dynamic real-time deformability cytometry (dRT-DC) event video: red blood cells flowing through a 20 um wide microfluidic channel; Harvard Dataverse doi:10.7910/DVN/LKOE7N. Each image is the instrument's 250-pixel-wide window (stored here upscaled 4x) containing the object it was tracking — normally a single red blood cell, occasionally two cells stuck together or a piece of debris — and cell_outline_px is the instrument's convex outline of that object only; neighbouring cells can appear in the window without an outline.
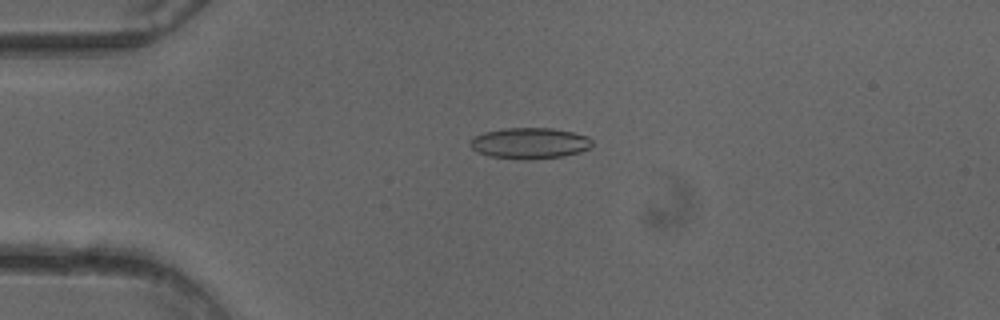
{"species": "common noctule bat (a hibernating species)", "species_latin": "Nyctalus noctula", "temperature_condition": "cold", "stored_images_in_passage": 49, "camera_frame_rate_fps": 3000, "um_per_image_px": 0.085, "animal": {"sex": "female"}, "frame": {"image": 1, "passage_image": 10, "time_ms": 3.0, "image_size_px": [1000, 320], "cell_outline_px": [[592, 144], [588, 148], [580, 152], [564, 156], [528, 160], [492, 156], [476, 152], [468, 144], [468, 140], [484, 132], [504, 128], [552, 128], [572, 132], [588, 136], [592, 140]], "centroid_in_image_um": [45.01, 12.17], "position_along_channel_um": 40.0, "area_um2": 22.08}}
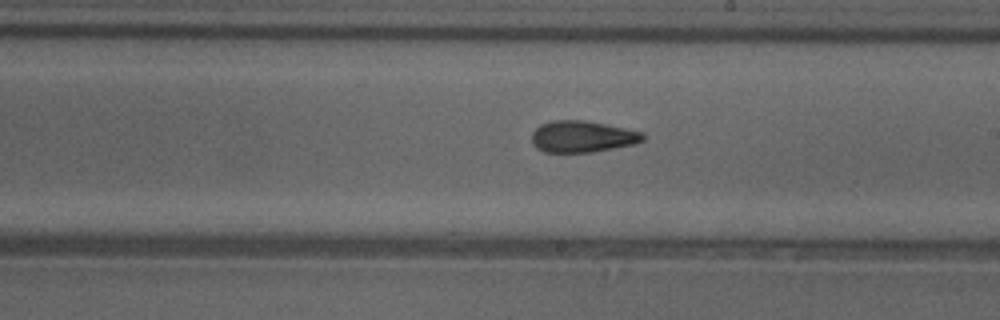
{"frame": {"image": 2, "passage_image": 27, "time_ms": 8.667, "image_size_px": [1000, 320], "cell_outline_px": [[644, 140], [636, 144], [592, 152], [544, 152], [536, 148], [532, 144], [532, 132], [540, 124], [552, 120], [584, 120], [644, 132]], "centroid_in_image_um": [49.49, 11.61], "position_along_channel_um": 239.5, "area_um2": 20.52}}
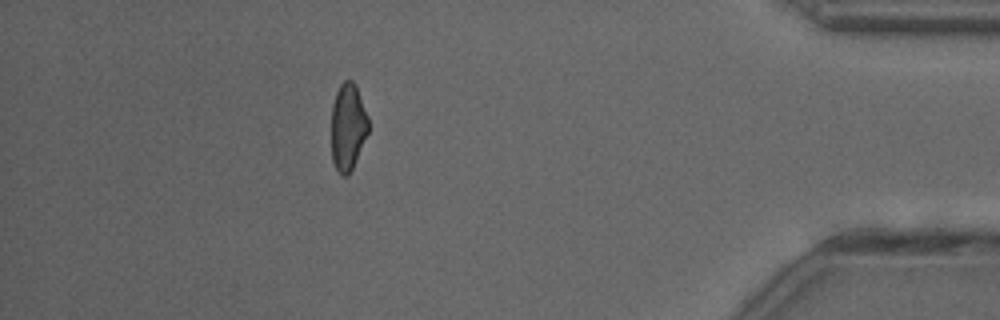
{"frame": {"image": 3, "passage_image": 43, "time_ms": 14.0, "image_size_px": [1000, 320], "cell_outline_px": [[368, 132], [356, 160], [348, 176], [344, 176], [336, 168], [332, 160], [332, 104], [336, 92], [340, 84], [344, 80], [352, 80], [356, 84], [368, 116]], "centroid_in_image_um": [29.57, 10.74], "position_along_channel_um": 405.6, "area_um2": 18.73}, "authors_computed_cell_mechanics": {"area_um2": 20.5768, "velocity_mm_per_s": 4.0375, "shape_relaxation_time_tau1_ms": 7.3899, "shape_relaxation_time_tau2_ms": 2.198, "deformation_change_tau1": 0.1529, "deformation_change_tau2": 0.0903}}